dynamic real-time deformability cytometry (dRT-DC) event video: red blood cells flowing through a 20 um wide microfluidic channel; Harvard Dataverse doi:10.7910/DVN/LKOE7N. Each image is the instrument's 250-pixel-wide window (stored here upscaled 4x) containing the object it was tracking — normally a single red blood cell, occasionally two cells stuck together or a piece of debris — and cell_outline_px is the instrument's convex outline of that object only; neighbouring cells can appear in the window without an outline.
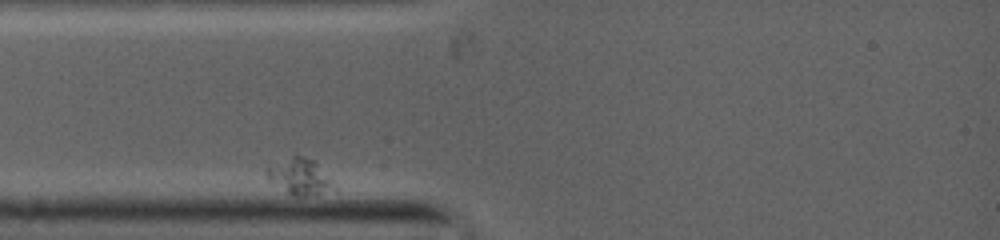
{"species": "common noctule bat (a hibernating species)", "species_latin": "Nyctalus noctula", "temperature_condition": "warm", "stored_images_in_passage": 21, "camera_frame_rate_fps": 5000, "um_per_image_px": 0.085, "animal": {"sex": "female", "body_mass_g": 19.0, "forearm_length_mm": 53.3}, "frame": {"image": 1, "passage_image": 1, "time_ms": 0.0, "image_size_px": [1000, 240], "cell_outline_px": [[328, 184], [324, 188], [316, 192], [304, 196], [292, 196], [268, 180], [264, 172], [264, 168], [296, 152], [316, 160], [328, 180]], "centroid_in_image_um": [25.25, 14.89], "position_along_channel_um": 59.7, "area_um2": 13.58}}
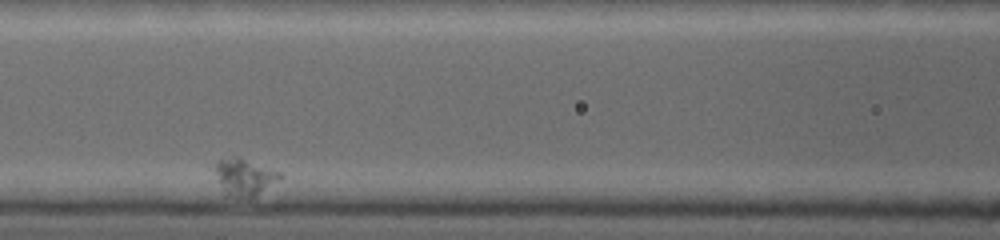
{"frame": {"image": 2, "passage_image": 10, "time_ms": 3.2, "image_size_px": [1000, 240], "cell_outline_px": [[284, 176], [252, 196], [224, 196], [216, 172], [216, 164], [220, 160], [232, 156], [240, 156], [280, 172]], "centroid_in_image_um": [20.76, 15.0], "position_along_channel_um": 145.8, "area_um2": 13.47}}
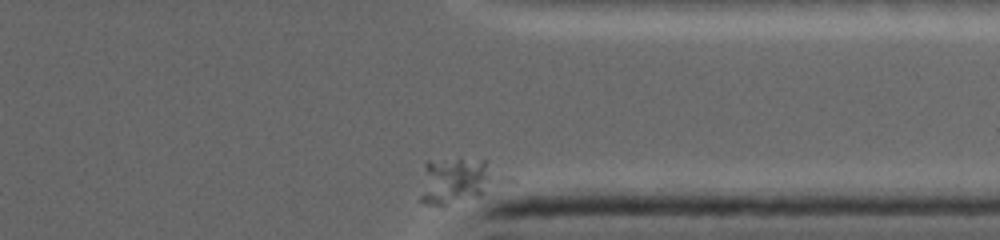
{"frame": {"image": 3, "passage_image": 21, "time_ms": 10.6, "image_size_px": [1000, 240], "cell_outline_px": [[492, 180], [484, 192], [480, 196], [444, 208], [440, 208], [428, 204], [420, 200], [420, 196], [424, 164], [428, 160], [460, 156], [488, 160], [492, 176]], "centroid_in_image_um": [38.6, 15.34], "position_along_channel_um": 372.8, "area_um2": 21.21}}